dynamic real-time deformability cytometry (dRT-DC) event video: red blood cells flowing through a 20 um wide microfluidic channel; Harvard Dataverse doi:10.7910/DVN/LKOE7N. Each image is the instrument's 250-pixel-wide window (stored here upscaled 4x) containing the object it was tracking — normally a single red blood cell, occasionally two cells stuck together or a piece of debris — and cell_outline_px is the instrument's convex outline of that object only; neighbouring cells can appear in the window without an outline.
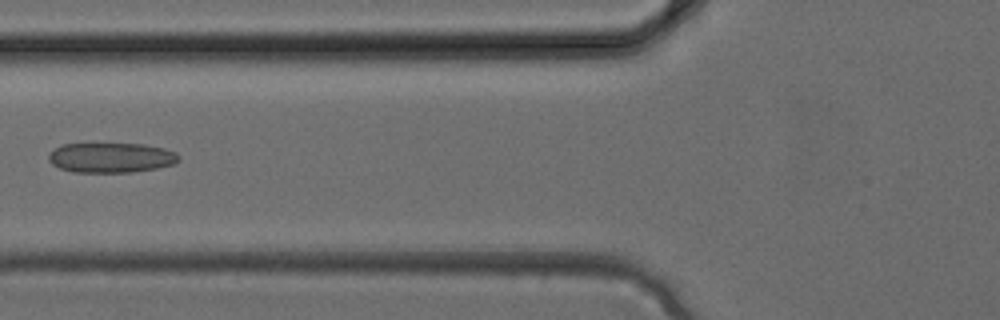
{"species": "common noctule bat (a hibernating species)", "species_latin": "Nyctalus noctula", "temperature_condition": "cold", "stored_images_in_passage": 5, "camera_frame_rate_fps": 3000, "um_per_image_px": 0.085, "animal": {"sex": "female", "body_mass_g": 24.6, "forearm_length_mm": 56.2}, "frame": {"image": 1, "passage_image": 5, "time_ms": 1.333, "image_size_px": [1000, 320], "cell_outline_px": [[180, 160], [172, 164], [156, 168], [132, 172], [72, 172], [60, 168], [52, 164], [48, 160], [48, 156], [60, 144], [144, 144], [164, 148], [176, 152], [180, 156]], "centroid_in_image_um": [9.45, 13.4], "position_along_channel_um": 116.3, "area_um2": 22.66}}